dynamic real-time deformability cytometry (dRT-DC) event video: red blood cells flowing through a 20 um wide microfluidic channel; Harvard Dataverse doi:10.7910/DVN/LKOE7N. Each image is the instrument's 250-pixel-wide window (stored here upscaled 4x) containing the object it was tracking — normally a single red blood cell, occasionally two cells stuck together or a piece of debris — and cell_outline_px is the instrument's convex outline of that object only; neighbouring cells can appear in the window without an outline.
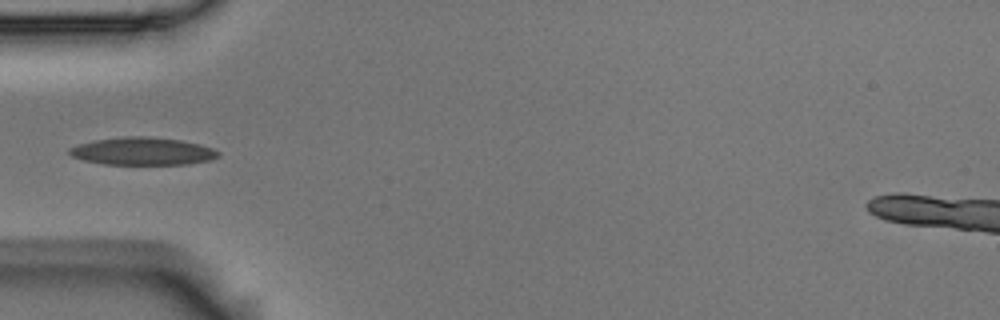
{"species": "Egyptian fruit bat (a non-hibernating species)", "species_latin": "Rousettus aegyptiacus", "temperature_condition": "room temperature", "stored_images_in_passage": 5, "camera_frame_rate_fps": 3000, "um_per_image_px": 0.085, "animal": {"sex": "male"}, "frame": {"image": 1, "passage_image": 5, "time_ms": 1.333, "image_size_px": [1000, 320], "cell_outline_px": [[220, 156], [208, 160], [188, 164], [104, 164], [84, 160], [72, 156], [68, 152], [68, 148], [80, 144], [96, 140], [124, 136], [148, 136], [180, 140], [200, 144], [212, 148], [220, 152]], "centroid_in_image_um": [12.13, 12.85], "position_along_channel_um": 72.9, "area_um2": 23.87}}